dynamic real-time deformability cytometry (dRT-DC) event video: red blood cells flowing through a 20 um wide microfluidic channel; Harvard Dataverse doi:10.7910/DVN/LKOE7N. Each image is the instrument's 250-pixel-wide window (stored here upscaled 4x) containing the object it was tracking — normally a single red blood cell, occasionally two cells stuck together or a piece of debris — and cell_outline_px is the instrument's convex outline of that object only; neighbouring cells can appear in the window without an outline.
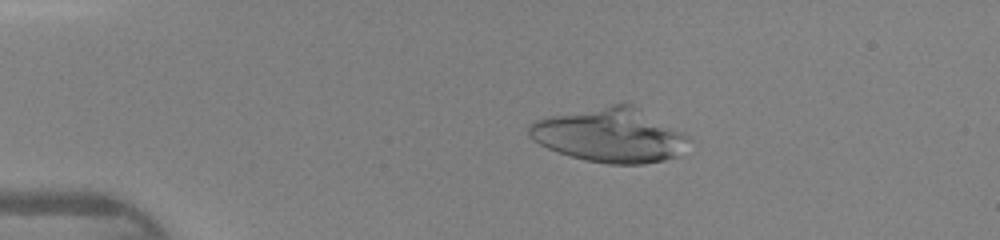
{"species": "human", "species_latin": "Homo sapiens", "temperature_condition": "warm", "stored_images_in_passage": 45, "camera_frame_rate_fps": 3000, "um_per_image_px": 0.085, "donor": {"sex": "female"}, "frame": {"image": 1, "passage_image": 9, "time_ms": 2.667, "image_size_px": [1000, 240], "cell_outline_px": [[692, 140], [676, 156], [664, 160], [644, 164], [608, 164], [584, 160], [548, 148], [532, 140], [528, 136], [528, 124], [536, 120], [548, 116], [624, 100], [640, 108], [684, 132]], "centroid_in_image_um": [51.85, 11.46], "position_along_channel_um": 33.1, "area_um2": 51.04}}
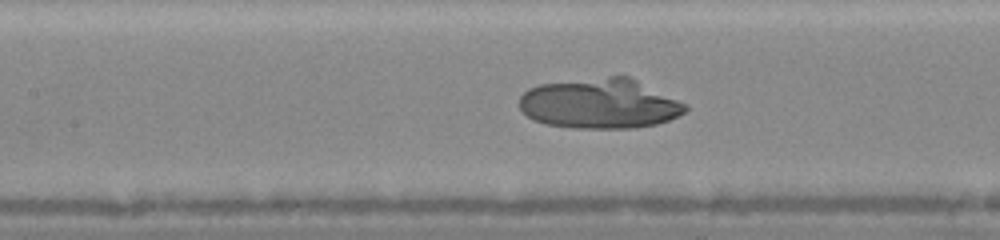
{"frame": {"image": 2, "passage_image": 21, "time_ms": 6.667, "image_size_px": [1000, 240], "cell_outline_px": [[688, 108], [684, 112], [668, 120], [656, 124], [636, 128], [572, 128], [544, 124], [528, 116], [520, 108], [520, 96], [528, 88], [540, 84], [608, 76], [628, 76], [688, 104]], "centroid_in_image_um": [50.99, 8.81], "position_along_channel_um": 156.4, "area_um2": 48.32}}
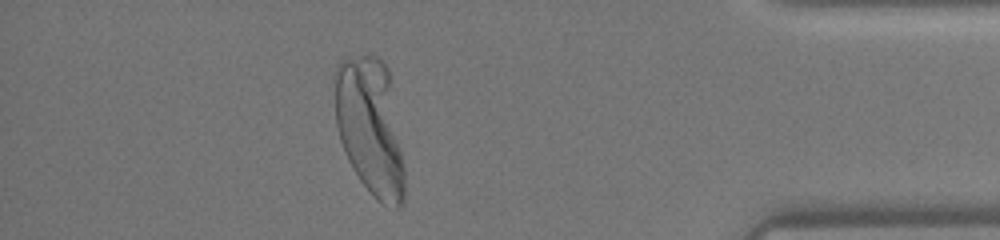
{"frame": {"image": 3, "passage_image": 40, "time_ms": 13.0, "image_size_px": [1000, 240], "cell_outline_px": [[404, 200], [400, 208], [396, 208], [380, 204], [372, 196], [360, 180], [352, 168], [344, 152], [340, 140], [336, 124], [332, 80], [336, 64], [340, 60], [368, 52], [372, 52], [380, 56], [388, 68], [404, 164]], "centroid_in_image_um": [31.43, 10.72], "position_along_channel_um": 403.8, "area_um2": 57.05}}